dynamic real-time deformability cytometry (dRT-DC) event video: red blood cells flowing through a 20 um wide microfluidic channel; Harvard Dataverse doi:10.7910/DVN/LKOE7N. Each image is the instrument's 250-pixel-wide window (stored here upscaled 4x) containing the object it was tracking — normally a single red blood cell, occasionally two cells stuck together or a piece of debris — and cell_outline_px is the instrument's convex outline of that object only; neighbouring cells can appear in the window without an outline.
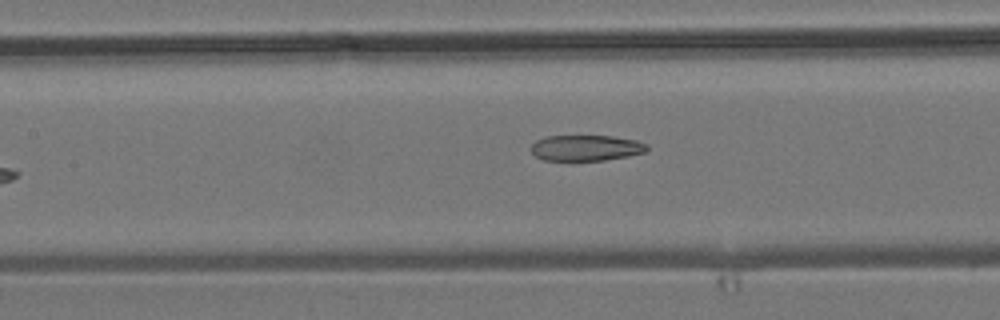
{"species": "common noctule bat (a hibernating species)", "species_latin": "Nyctalus noctula", "temperature_condition": "room temperature", "stored_images_in_passage": 8, "camera_frame_rate_fps": 3000, "um_per_image_px": 0.085, "animal": {"sex": "male", "body_mass_g": 19.2, "forearm_length_mm": 51.8}, "frame": {"image": 1, "passage_image": 8, "time_ms": 8.333, "image_size_px": [1000, 320], "cell_outline_px": [[648, 152], [628, 156], [604, 160], [572, 164], [544, 160], [536, 156], [532, 152], [532, 144], [536, 140], [544, 136], [612, 136], [636, 140], [648, 144]], "centroid_in_image_um": [49.79, 12.62], "position_along_channel_um": 157.6, "area_um2": 18.32}}